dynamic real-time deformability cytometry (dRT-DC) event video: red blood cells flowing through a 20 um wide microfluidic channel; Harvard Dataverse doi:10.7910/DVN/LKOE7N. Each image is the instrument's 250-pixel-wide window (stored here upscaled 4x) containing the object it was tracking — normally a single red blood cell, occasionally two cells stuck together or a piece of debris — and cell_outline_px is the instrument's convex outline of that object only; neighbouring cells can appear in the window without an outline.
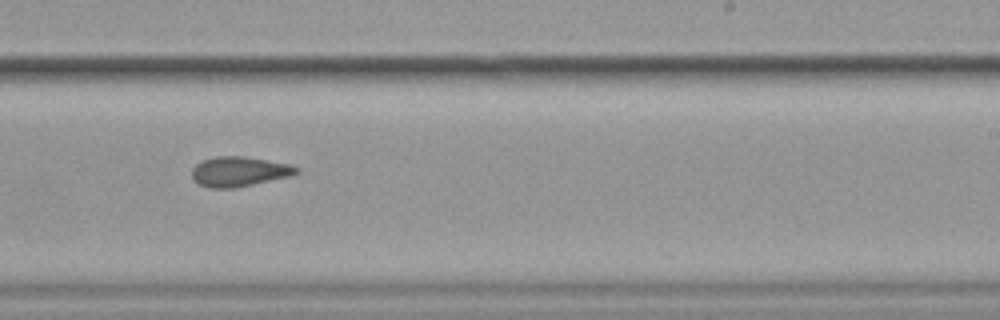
{"species": "common noctule bat (a hibernating species)", "species_latin": "Nyctalus noctula", "temperature_condition": "cold", "stored_images_in_passage": 10, "camera_frame_rate_fps": 3000, "um_per_image_px": 0.085, "animal": {"sex": "female", "body_mass_g": 19.9}, "frame": {"image": 1, "passage_image": 10, "time_ms": 3.0, "image_size_px": [1000, 320], "cell_outline_px": [[300, 172], [292, 176], [236, 188], [208, 188], [200, 184], [192, 176], [192, 168], [200, 160], [216, 156], [244, 156], [292, 164], [300, 168]], "centroid_in_image_um": [20.38, 14.57], "position_along_channel_um": 268.6, "area_um2": 18.5}}